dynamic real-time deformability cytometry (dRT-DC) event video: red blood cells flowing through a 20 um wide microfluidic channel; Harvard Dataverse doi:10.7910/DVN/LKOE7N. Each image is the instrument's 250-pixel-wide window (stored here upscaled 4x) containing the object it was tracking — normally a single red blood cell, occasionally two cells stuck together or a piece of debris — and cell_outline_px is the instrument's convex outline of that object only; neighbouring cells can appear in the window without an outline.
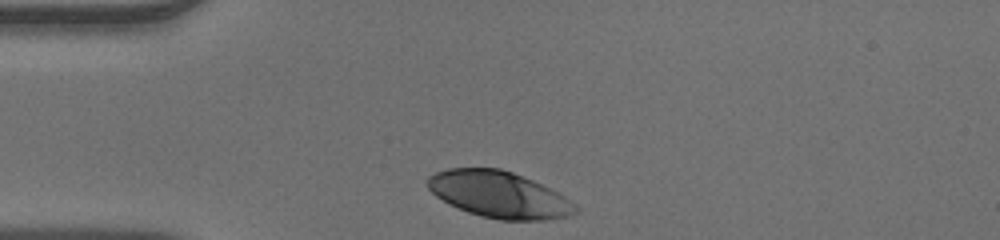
{"species": "human", "species_latin": "Homo sapiens", "temperature_condition": "warm", "stored_images_in_passage": 29, "camera_frame_rate_fps": 3000, "um_per_image_px": 0.085, "donor": {"sex": "male"}, "frame": {"image": 1, "passage_image": 1, "time_ms": 0.0, "image_size_px": [1000, 240], "cell_outline_px": [[580, 212], [568, 216], [544, 220], [500, 220], [480, 216], [468, 212], [448, 204], [436, 196], [428, 188], [428, 176], [436, 172], [448, 168], [500, 168], [512, 172], [532, 180], [564, 196], [580, 208]], "centroid_in_image_um": [42.42, 16.55], "position_along_channel_um": 42.6, "area_um2": 39.94}}
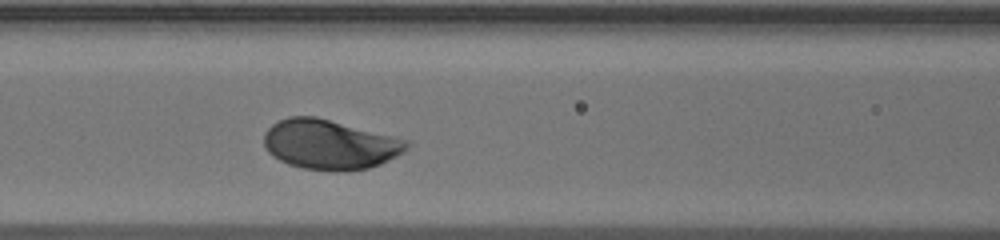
{"frame": {"image": 2, "passage_image": 10, "time_ms": 3.0, "image_size_px": [1000, 240], "cell_outline_px": [[412, 144], [404, 152], [380, 164], [368, 168], [336, 172], [304, 168], [288, 164], [272, 156], [264, 148], [264, 132], [272, 124], [288, 116], [316, 116], [408, 140]], "centroid_in_image_um": [28.02, 12.28], "position_along_channel_um": 138.6, "area_um2": 41.5}}
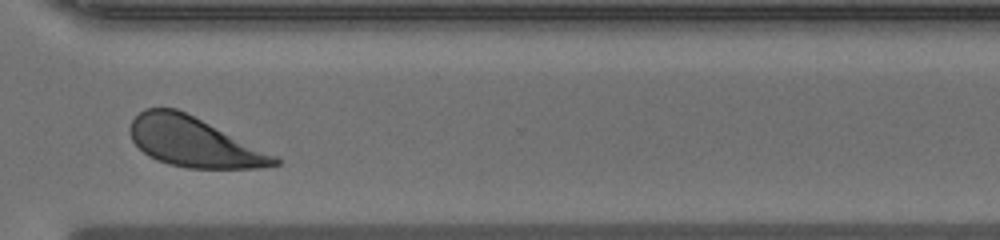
{"frame": {"image": 3, "passage_image": 26, "time_ms": 8.333, "image_size_px": [1000, 240], "cell_outline_px": [[280, 164], [256, 168], [188, 168], [168, 164], [148, 156], [132, 140], [132, 120], [144, 108], [176, 108], [280, 156]], "centroid_in_image_um": [16.54, 12.08], "position_along_channel_um": 354.1, "area_um2": 41.5}}